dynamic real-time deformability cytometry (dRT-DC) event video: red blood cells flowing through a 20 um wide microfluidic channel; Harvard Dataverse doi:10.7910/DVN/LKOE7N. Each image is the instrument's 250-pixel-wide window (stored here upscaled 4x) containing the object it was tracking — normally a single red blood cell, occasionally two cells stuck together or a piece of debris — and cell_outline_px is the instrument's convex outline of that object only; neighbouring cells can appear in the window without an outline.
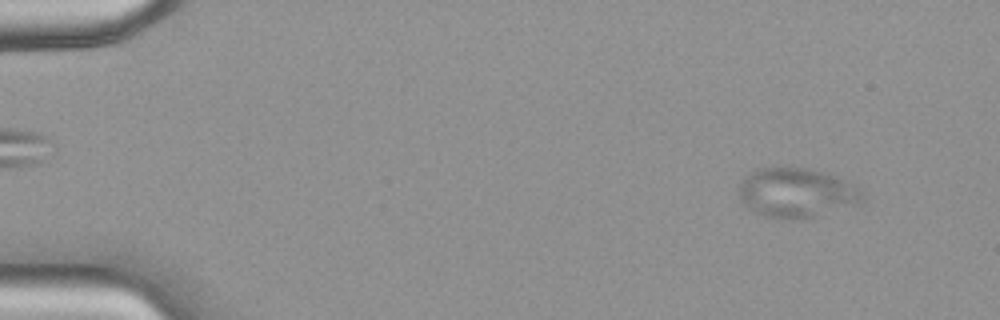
{"species": "common noctule bat (a hibernating species)", "species_latin": "Nyctalus noctula", "temperature_condition": "warm", "stored_images_in_passage": 48, "camera_frame_rate_fps": 3000, "um_per_image_px": 0.085, "animal": {"sex": "female", "body_mass_g": 18.4}, "frame": {"image": 1, "passage_image": 4, "time_ms": 1.0, "image_size_px": [1000, 320], "cell_outline_px": [[864, 200], [860, 204], [808, 216], [768, 216], [744, 204], [736, 188], [740, 180], [744, 176], [756, 168], [804, 168], [820, 172], [844, 180], [864, 192]], "centroid_in_image_um": [67.67, 16.33], "position_along_channel_um": 17.3, "area_um2": 34.22}}
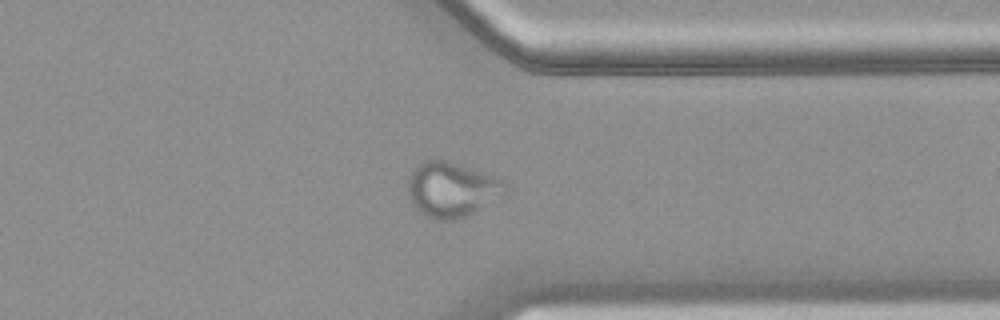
{"frame": {"image": 2, "passage_image": 38, "time_ms": 12.333, "image_size_px": [1000, 320], "cell_outline_px": [[508, 192], [472, 212], [464, 216], [452, 220], [436, 220], [420, 212], [412, 204], [408, 196], [408, 180], [412, 172], [424, 160], [448, 160], [492, 172], [504, 180], [508, 184]], "centroid_in_image_um": [38.45, 16.06], "position_along_channel_um": 372.9, "area_um2": 31.5}}
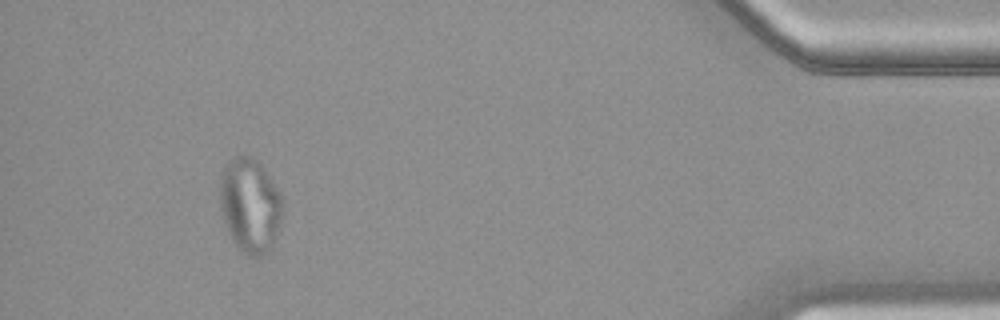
{"frame": {"image": 3, "passage_image": 45, "time_ms": 14.667, "image_size_px": [1000, 320], "cell_outline_px": [[280, 220], [272, 248], [260, 256], [248, 256], [232, 240], [228, 232], [220, 208], [220, 180], [224, 168], [236, 156], [252, 156], [260, 164], [280, 192]], "centroid_in_image_um": [21.23, 17.46], "position_along_channel_um": 414.0, "area_um2": 33.7}}